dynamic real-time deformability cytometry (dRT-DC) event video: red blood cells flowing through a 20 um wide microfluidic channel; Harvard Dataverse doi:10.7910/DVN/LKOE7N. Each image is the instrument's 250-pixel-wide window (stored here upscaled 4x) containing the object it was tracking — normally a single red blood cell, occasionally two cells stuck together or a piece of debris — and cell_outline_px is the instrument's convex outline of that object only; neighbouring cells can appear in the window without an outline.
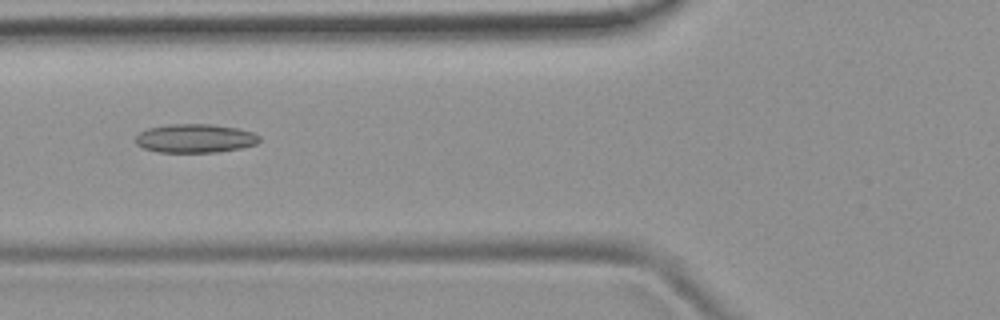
{"species": "common noctule bat (a hibernating species)", "species_latin": "Nyctalus noctula", "temperature_condition": "room temperature", "stored_images_in_passage": 52, "camera_frame_rate_fps": 3000, "um_per_image_px": 0.085, "animal": {"sex": "female", "body_mass_g": 19.9}, "frame": {"image": 1, "passage_image": 20, "time_ms": 6.333, "image_size_px": [1000, 320], "cell_outline_px": [[260, 140], [256, 144], [240, 148], [220, 152], [160, 152], [144, 148], [136, 144], [136, 136], [140, 132], [148, 128], [168, 124], [212, 124], [240, 128], [252, 132], [260, 136]], "centroid_in_image_um": [16.61, 11.75], "position_along_channel_um": 109.2, "area_um2": 20.81}}
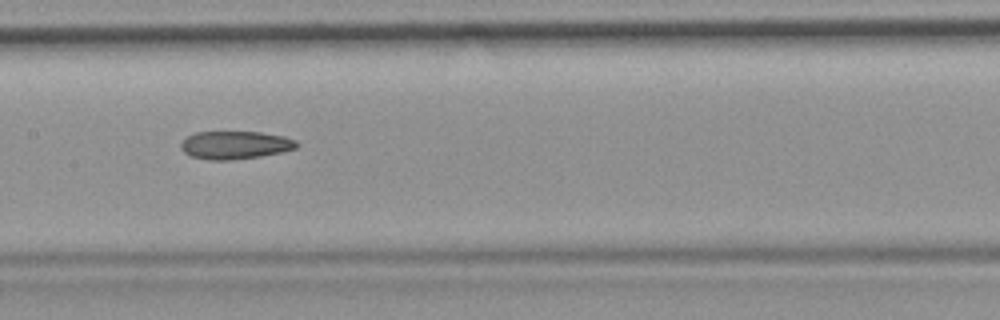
{"frame": {"image": 2, "passage_image": 26, "time_ms": 8.333, "image_size_px": [1000, 320], "cell_outline_px": [[300, 144], [296, 148], [280, 152], [260, 156], [232, 160], [212, 160], [188, 156], [180, 148], [180, 144], [188, 136], [196, 132], [260, 132], [284, 136], [296, 140]], "centroid_in_image_um": [19.98, 12.33], "position_along_channel_um": 187.4, "area_um2": 18.9}}
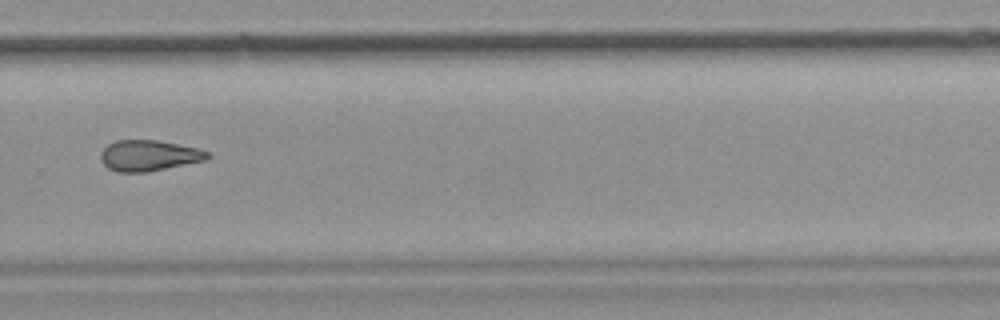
{"frame": {"image": 3, "passage_image": 36, "time_ms": 11.667, "image_size_px": [1000, 320], "cell_outline_px": [[212, 156], [204, 160], [148, 172], [116, 172], [108, 168], [100, 160], [100, 152], [108, 144], [116, 140], [156, 140], [200, 148], [208, 152]], "centroid_in_image_um": [12.64, 13.22], "position_along_channel_um": 317.2, "area_um2": 19.25}, "authors_computed_cell_mechanics": {"area_um2": 19.652, "velocity_mm_per_s": 3.903, "shape_relaxation_time_tau1_ms": null, "shape_relaxation_time_tau2_ms": 5.3914, "deformation_change_tau1": null, "deformation_change_tau2": 0.1479}}